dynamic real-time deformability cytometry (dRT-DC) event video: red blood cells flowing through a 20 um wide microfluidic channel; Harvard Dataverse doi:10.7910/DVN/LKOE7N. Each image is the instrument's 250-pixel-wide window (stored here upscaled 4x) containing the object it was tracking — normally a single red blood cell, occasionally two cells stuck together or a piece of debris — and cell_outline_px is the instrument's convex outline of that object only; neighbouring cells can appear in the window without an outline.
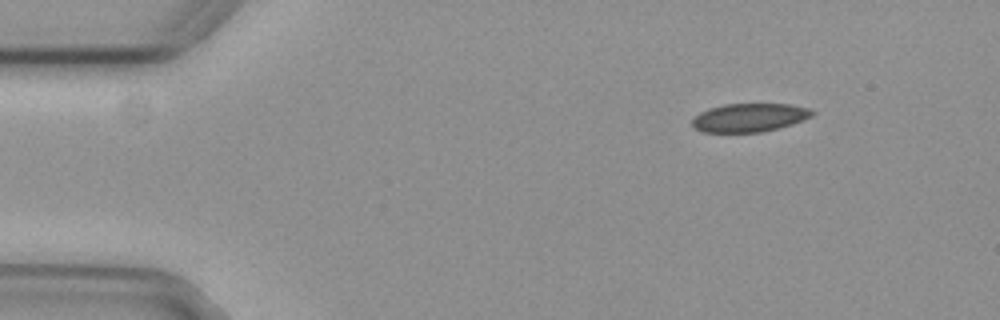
{"species": "common noctule bat (a hibernating species)", "species_latin": "Nyctalus noctula", "temperature_condition": "cold", "stored_images_in_passage": 42, "camera_frame_rate_fps": 3000, "um_per_image_px": 0.085, "animal": {"sex": "female", "body_mass_g": 29.2, "forearm_length_mm": 56.3}, "frame": {"image": 1, "passage_image": 1, "time_ms": 0.0, "image_size_px": [1000, 320], "cell_outline_px": [[816, 112], [812, 116], [804, 120], [792, 124], [764, 132], [700, 132], [692, 128], [692, 120], [700, 112], [708, 108], [724, 104], [792, 104], [808, 108]], "centroid_in_image_um": [63.69, 10.0], "position_along_channel_um": 21.3, "area_um2": 20.11}}
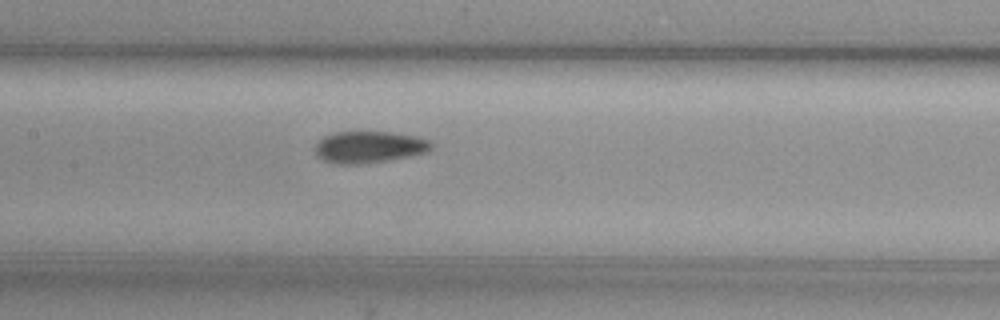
{"frame": {"image": 2, "passage_image": 20, "time_ms": 6.333, "image_size_px": [1000, 320], "cell_outline_px": [[432, 148], [428, 152], [408, 156], [384, 160], [356, 164], [340, 164], [324, 160], [316, 156], [316, 144], [324, 136], [332, 132], [392, 132], [420, 136], [432, 140]], "centroid_in_image_um": [31.42, 12.47], "position_along_channel_um": 176.0, "area_um2": 21.44}}
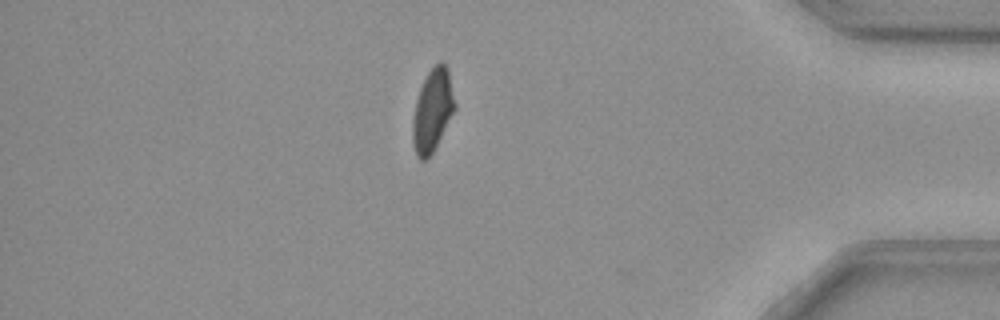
{"frame": {"image": 3, "passage_image": 41, "time_ms": 13.333, "image_size_px": [1000, 320], "cell_outline_px": [[456, 108], [432, 152], [424, 160], [420, 160], [416, 156], [412, 140], [412, 120], [416, 100], [420, 88], [428, 72], [440, 60], [448, 68], [456, 104]], "centroid_in_image_um": [36.76, 9.37], "position_along_channel_um": 398.4, "area_um2": 20.11}, "authors_computed_cell_mechanics": {"area_um2": 21.6172, "velocity_mm_per_s": 3.734, "shape_relaxation_time_tau1_ms": null, "shape_relaxation_time_tau2_ms": 6.8792, "deformation_change_tau1": null, "deformation_change_tau2": 0.1016}}